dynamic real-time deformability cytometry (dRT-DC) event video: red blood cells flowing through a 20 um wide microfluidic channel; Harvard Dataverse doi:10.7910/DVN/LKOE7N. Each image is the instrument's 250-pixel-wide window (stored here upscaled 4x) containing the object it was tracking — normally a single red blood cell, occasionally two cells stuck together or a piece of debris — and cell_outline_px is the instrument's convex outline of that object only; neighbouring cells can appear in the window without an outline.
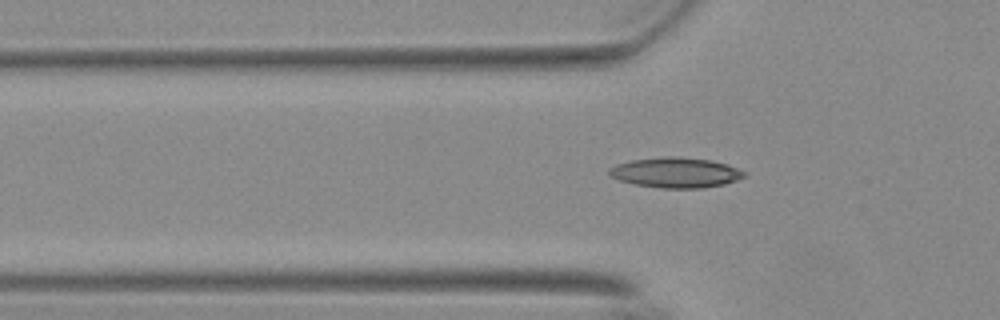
{"species": "Egyptian fruit bat (a non-hibernating species)", "species_latin": "Rousettus aegyptiacus", "temperature_condition": "warm", "stored_images_in_passage": 45, "camera_frame_rate_fps": 3000, "um_per_image_px": 0.085, "animal": {"sex": "female"}, "frame": {"image": 1, "passage_image": 7, "time_ms": 2.0, "image_size_px": [1000, 320], "cell_outline_px": [[748, 172], [744, 176], [736, 180], [724, 184], [704, 188], [660, 188], [636, 184], [620, 180], [612, 176], [608, 172], [608, 168], [616, 164], [632, 160], [668, 156], [676, 156], [708, 160], [728, 164]], "centroid_in_image_um": [57.46, 14.67], "position_along_channel_um": 68.3, "area_um2": 23.7}}
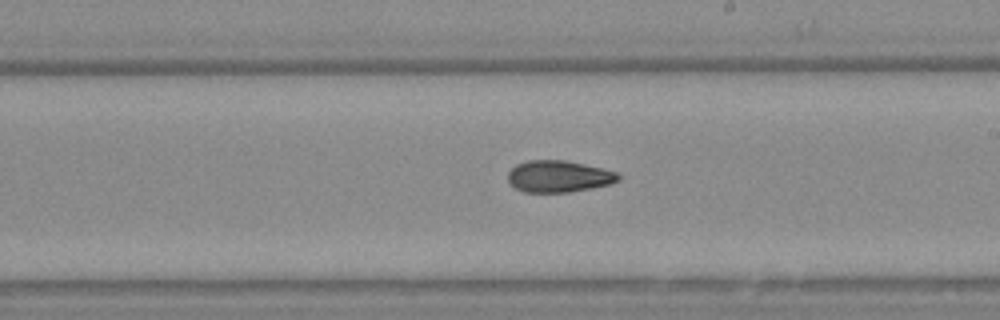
{"frame": {"image": 2, "passage_image": 21, "time_ms": 6.667, "image_size_px": [1000, 320], "cell_outline_px": [[620, 180], [608, 184], [568, 192], [524, 192], [508, 184], [508, 172], [516, 164], [528, 160], [564, 160], [604, 168], [616, 172], [620, 176]], "centroid_in_image_um": [47.45, 14.98], "position_along_channel_um": 241.5, "area_um2": 20.35}}
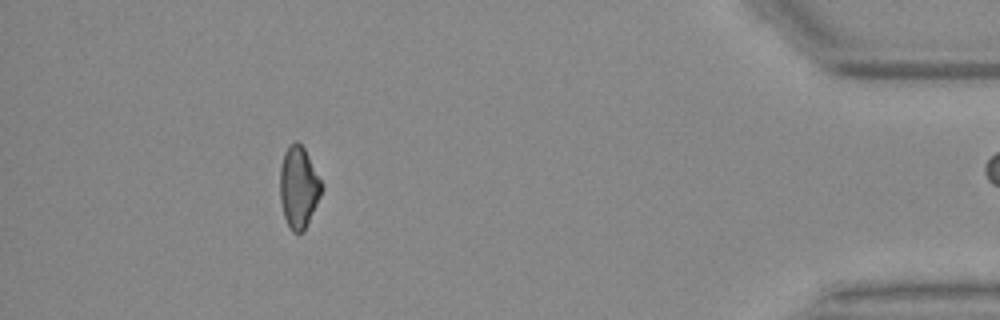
{"frame": {"image": 3, "passage_image": 39, "time_ms": 12.667, "image_size_px": [1000, 320], "cell_outline_px": [[324, 188], [304, 232], [292, 232], [284, 216], [280, 200], [280, 168], [284, 152], [288, 144], [296, 140], [304, 148], [324, 184]], "centroid_in_image_um": [25.4, 15.89], "position_along_channel_um": 409.8, "area_um2": 20.0}}